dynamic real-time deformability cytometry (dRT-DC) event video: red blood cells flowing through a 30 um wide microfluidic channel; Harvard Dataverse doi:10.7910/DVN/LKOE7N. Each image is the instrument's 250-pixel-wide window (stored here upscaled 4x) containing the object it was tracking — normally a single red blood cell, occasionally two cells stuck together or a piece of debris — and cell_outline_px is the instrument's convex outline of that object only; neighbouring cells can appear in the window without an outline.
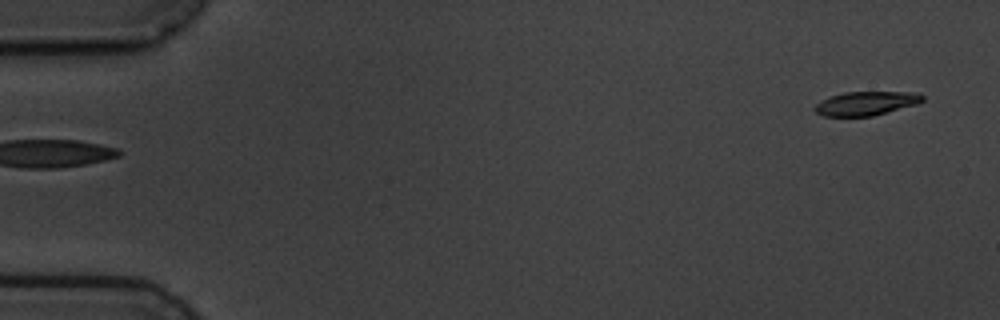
{"species": "common noctule bat (a hibernating species)", "species_latin": "Nyctalus noctula", "temperature_condition": "cold", "stored_images_in_passage": 6, "segment_of_instrument_passage": [2, 2], "camera_frame_rate_fps": 3000, "um_per_image_px": 0.085, "animal": {"sex": "male", "body_mass_g": 19.5, "forearm_length_mm": 54.6}, "frame": {"image": 1, "passage_image": 6, "time_ms": 5.667, "image_size_px": [1000, 320], "cell_outline_px": [[924, 100], [916, 104], [872, 116], [824, 116], [816, 112], [812, 108], [820, 100], [844, 92], [920, 92], [924, 96]], "centroid_in_image_um": [73.61, 8.78], "position_along_channel_um": 11.4, "area_um2": 14.97}}